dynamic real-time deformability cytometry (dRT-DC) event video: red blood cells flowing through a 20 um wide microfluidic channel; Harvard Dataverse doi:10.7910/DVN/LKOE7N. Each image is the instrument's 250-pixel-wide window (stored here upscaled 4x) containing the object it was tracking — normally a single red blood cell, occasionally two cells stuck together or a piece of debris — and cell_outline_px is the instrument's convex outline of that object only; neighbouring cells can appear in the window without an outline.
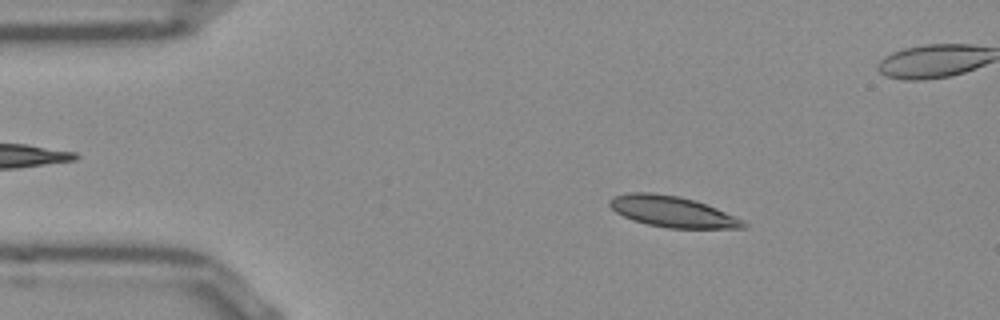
{"species": "Egyptian fruit bat (a non-hibernating species)", "species_latin": "Rousettus aegyptiacus", "temperature_condition": "room temperature", "stored_images_in_passage": 52, "camera_frame_rate_fps": 3000, "um_per_image_px": 0.085, "frame": {"image": 1, "passage_image": 8, "time_ms": 2.333, "image_size_px": [1000, 320], "cell_outline_px": [[748, 228], [668, 228], [648, 224], [632, 220], [616, 212], [608, 204], [608, 200], [616, 196], [628, 192], [652, 192], [680, 196], [696, 200], [716, 208], [744, 220], [748, 224]], "centroid_in_image_um": [57.17, 17.98], "position_along_channel_um": 27.8, "area_um2": 24.22}}
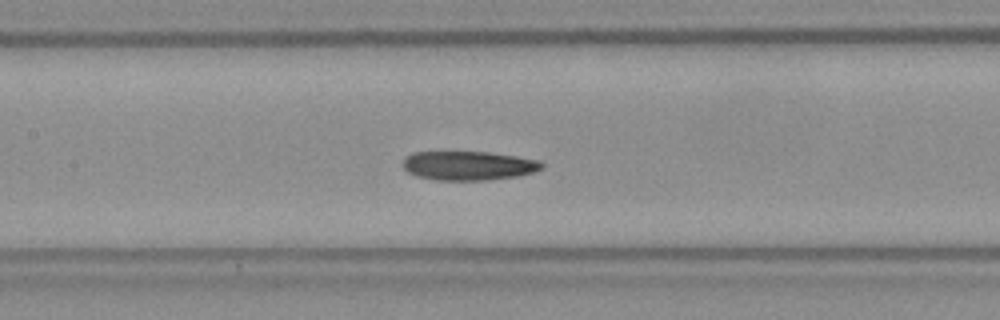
{"frame": {"image": 2, "passage_image": 23, "time_ms": 7.333, "image_size_px": [1000, 320], "cell_outline_px": [[544, 168], [532, 172], [516, 176], [488, 180], [436, 180], [416, 176], [408, 172], [404, 168], [404, 160], [412, 152], [488, 152], [516, 156], [540, 160], [544, 164]], "centroid_in_image_um": [39.84, 14.08], "position_along_channel_um": 167.6, "area_um2": 23.47}}
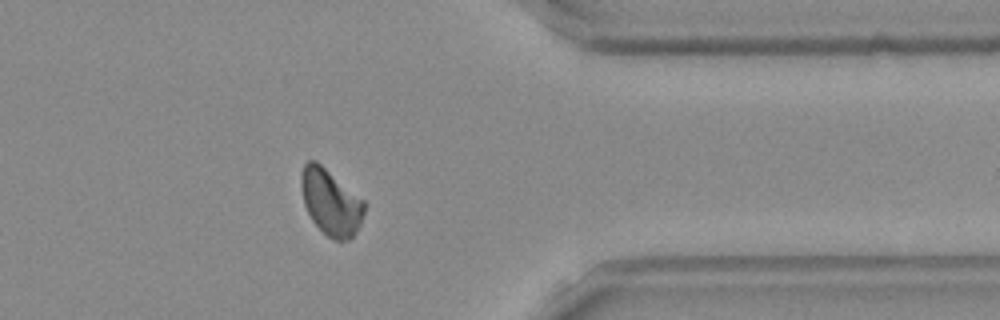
{"frame": {"image": 3, "passage_image": 41, "time_ms": 13.333, "image_size_px": [1000, 320], "cell_outline_px": [[368, 204], [360, 224], [356, 232], [348, 240], [336, 240], [328, 236], [312, 220], [304, 204], [300, 184], [300, 176], [304, 164], [308, 160], [316, 160], [364, 200]], "centroid_in_image_um": [28.12, 17.16], "position_along_channel_um": 383.3, "area_um2": 24.28}, "authors_computed_cell_mechanics": {"area_um2": 24.0159, "velocity_mm_per_s": 3.8494, "shape_relaxation_time_tau1_ms": null, "shape_relaxation_time_tau2_ms": 6.633, "deformation_change_tau1": null, "deformation_change_tau2": 0.1404}}